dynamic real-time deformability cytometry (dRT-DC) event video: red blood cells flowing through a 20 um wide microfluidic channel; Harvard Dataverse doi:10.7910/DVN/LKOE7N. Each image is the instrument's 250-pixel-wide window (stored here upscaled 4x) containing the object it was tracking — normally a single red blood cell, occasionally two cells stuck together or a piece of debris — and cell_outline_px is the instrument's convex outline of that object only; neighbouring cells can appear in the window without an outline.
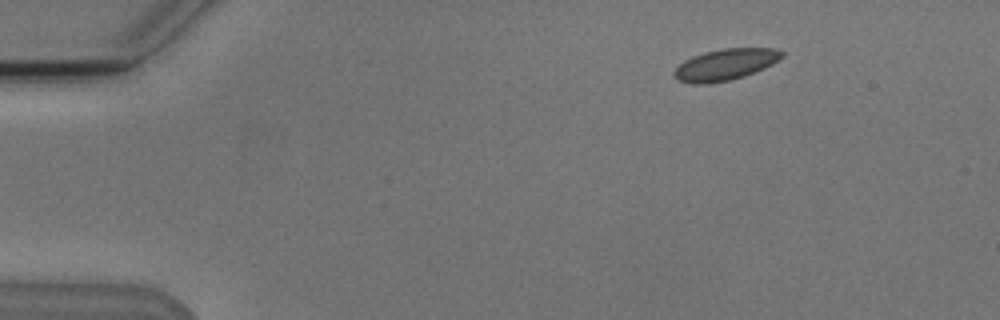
{"species": "Egyptian fruit bat (a non-hibernating species)", "species_latin": "Rousettus aegyptiacus", "temperature_condition": "cold", "stored_images_in_passage": 4, "camera_frame_rate_fps": 3000, "um_per_image_px": 0.085, "animal": {"sex": "male"}, "frame": {"image": 1, "passage_image": 2, "time_ms": 1.0, "image_size_px": [1000, 320], "cell_outline_px": [[784, 56], [772, 64], [764, 68], [744, 76], [728, 80], [708, 84], [692, 84], [676, 80], [672, 76], [672, 72], [684, 60], [692, 56], [704, 52], [724, 48], [776, 48], [784, 52]], "centroid_in_image_um": [61.62, 5.49], "position_along_channel_um": 23.4, "area_um2": 19.83}}